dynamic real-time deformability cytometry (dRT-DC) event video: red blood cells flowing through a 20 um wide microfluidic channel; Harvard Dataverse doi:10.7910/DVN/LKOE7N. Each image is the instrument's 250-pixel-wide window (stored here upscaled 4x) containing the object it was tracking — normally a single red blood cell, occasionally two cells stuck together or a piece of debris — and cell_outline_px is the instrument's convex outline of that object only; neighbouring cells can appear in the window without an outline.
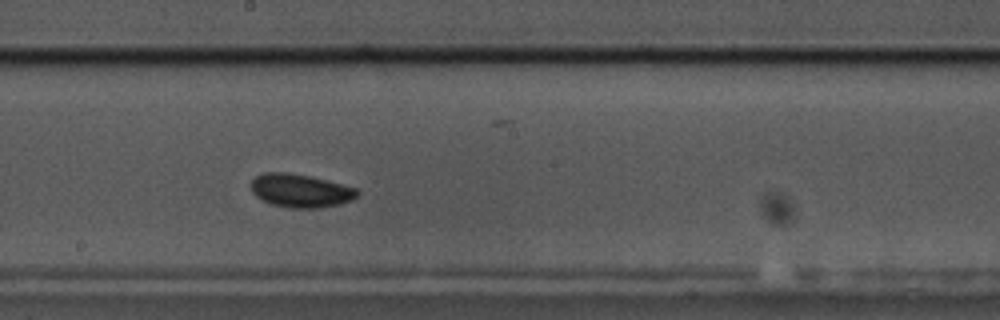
{"species": "common noctule bat (a hibernating species)", "species_latin": "Nyctalus noctula", "temperature_condition": "cold", "stored_images_in_passage": 44, "camera_frame_rate_fps": 3000, "um_per_image_px": 0.085, "animal": {"sex": "male", "body_mass_g": 17.5, "forearm_length_mm": 52.3}, "frame": {"image": 1, "passage_image": 26, "time_ms": 8.333, "image_size_px": [1000, 320], "cell_outline_px": [[360, 192], [352, 200], [340, 204], [316, 208], [288, 208], [272, 204], [260, 200], [252, 192], [252, 180], [260, 172], [288, 172], [308, 176], [344, 184], [356, 188]], "centroid_in_image_um": [25.53, 16.2], "position_along_channel_um": 222.7, "area_um2": 20.75}, "authors_computed_cell_mechanics": {"area_um2": 20.0855, "velocity_mm_per_s": 3.4355, "shape_relaxation_time_tau1_ms": 2.5986, "shape_relaxation_time_tau2_ms": 10.3111, "deformation_change_tau1": 0.0605, "deformation_change_tau2": 0.0985}}